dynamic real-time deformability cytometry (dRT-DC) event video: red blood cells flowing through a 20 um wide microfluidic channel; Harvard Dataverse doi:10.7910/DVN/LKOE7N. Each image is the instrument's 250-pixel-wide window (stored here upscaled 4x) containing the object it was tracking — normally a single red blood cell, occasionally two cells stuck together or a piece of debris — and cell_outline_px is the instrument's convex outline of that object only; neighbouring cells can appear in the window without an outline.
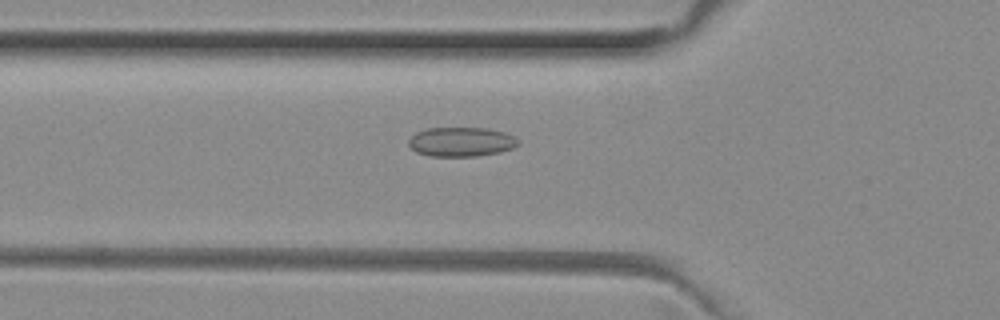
{"species": "common noctule bat (a hibernating species)", "species_latin": "Nyctalus noctula", "temperature_condition": "room temperature", "stored_images_in_passage": 44, "camera_frame_rate_fps": 3000, "um_per_image_px": 0.085, "animal": {"sex": "female", "body_mass_g": 29.2, "forearm_length_mm": 56.3}, "frame": {"image": 1, "passage_image": 14, "time_ms": 4.333, "image_size_px": [1000, 320], "cell_outline_px": [[520, 140], [512, 148], [500, 152], [476, 156], [432, 156], [416, 152], [408, 144], [408, 140], [416, 132], [428, 128], [484, 128], [504, 132]], "centroid_in_image_um": [39.18, 12.05], "position_along_channel_um": 86.6, "area_um2": 18.55}}
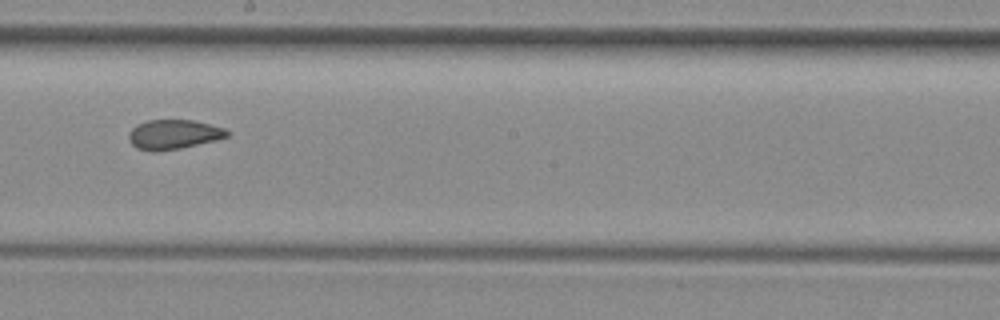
{"frame": {"image": 2, "passage_image": 25, "time_ms": 8.0, "image_size_px": [1000, 320], "cell_outline_px": [[228, 136], [180, 148], [156, 152], [152, 152], [136, 148], [128, 140], [128, 132], [136, 124], [148, 120], [192, 120], [224, 128], [228, 132]], "centroid_in_image_um": [14.66, 11.43], "position_along_channel_um": 233.5, "area_um2": 16.76}}
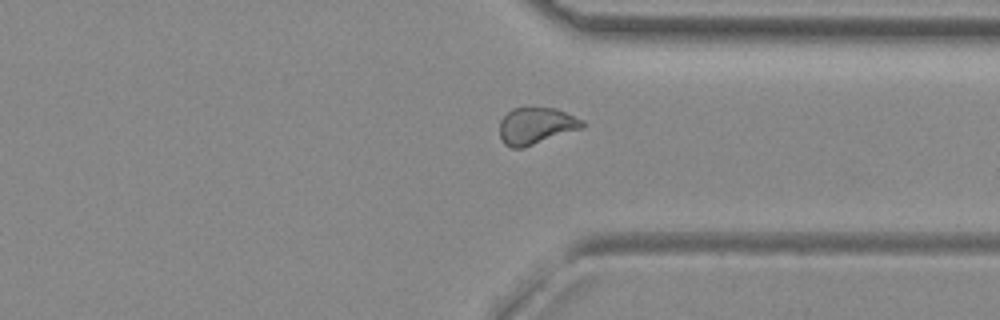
{"frame": {"image": 3, "passage_image": 35, "time_ms": 11.333, "image_size_px": [1000, 320], "cell_outline_px": [[584, 124], [580, 128], [524, 148], [512, 148], [504, 144], [500, 136], [500, 120], [512, 108], [556, 108], [584, 120]], "centroid_in_image_um": [45.54, 10.7], "position_along_channel_um": 365.9, "area_um2": 17.51}, "authors_computed_cell_mechanics": {"area_um2": 17.5423, "velocity_mm_per_s": 3.9958, "shape_relaxation_time_tau1_ms": null, "shape_relaxation_time_tau2_ms": 1.7384, "deformation_change_tau1": null, "deformation_change_tau2": 0.0729}}